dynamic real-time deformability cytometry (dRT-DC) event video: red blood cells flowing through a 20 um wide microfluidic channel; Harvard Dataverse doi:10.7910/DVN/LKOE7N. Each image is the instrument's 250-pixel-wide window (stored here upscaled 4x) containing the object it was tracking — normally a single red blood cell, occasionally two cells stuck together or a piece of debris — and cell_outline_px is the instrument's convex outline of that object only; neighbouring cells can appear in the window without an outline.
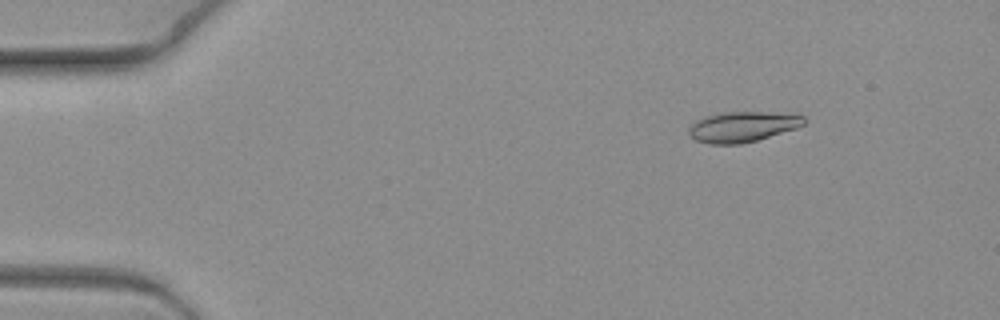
{"species": "common noctule bat (a hibernating species)", "species_latin": "Nyctalus noctula", "temperature_condition": "warm", "stored_images_in_passage": 6, "camera_frame_rate_fps": 3000, "um_per_image_px": 0.085, "animal": {"sex": "female", "body_mass_g": 19.3, "forearm_length_mm": 54.1}, "frame": {"image": 1, "passage_image": 3, "time_ms": 0.667, "image_size_px": [1000, 320], "cell_outline_px": [[808, 120], [804, 124], [796, 128], [756, 140], [740, 144], [708, 144], [696, 140], [688, 136], [688, 128], [696, 120], [704, 116], [724, 112], [764, 112], [804, 116]], "centroid_in_image_um": [63.06, 10.78], "position_along_channel_um": 21.9, "area_um2": 20.35}}
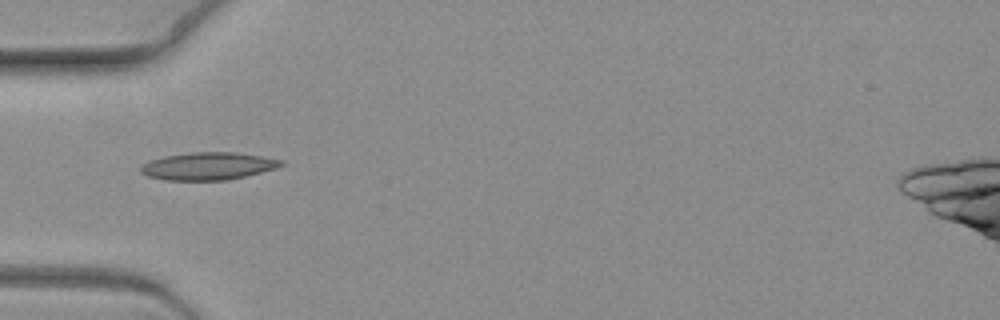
{"frame": {"image": 2, "passage_image": 6, "time_ms": 1.667, "image_size_px": [1000, 320], "cell_outline_px": [[284, 164], [276, 168], [228, 180], [164, 180], [148, 176], [140, 172], [140, 168], [144, 164], [152, 160], [164, 156], [192, 152], [236, 152], [284, 160]], "centroid_in_image_um": [17.69, 14.12], "position_along_channel_um": 67.3, "area_um2": 22.37}}